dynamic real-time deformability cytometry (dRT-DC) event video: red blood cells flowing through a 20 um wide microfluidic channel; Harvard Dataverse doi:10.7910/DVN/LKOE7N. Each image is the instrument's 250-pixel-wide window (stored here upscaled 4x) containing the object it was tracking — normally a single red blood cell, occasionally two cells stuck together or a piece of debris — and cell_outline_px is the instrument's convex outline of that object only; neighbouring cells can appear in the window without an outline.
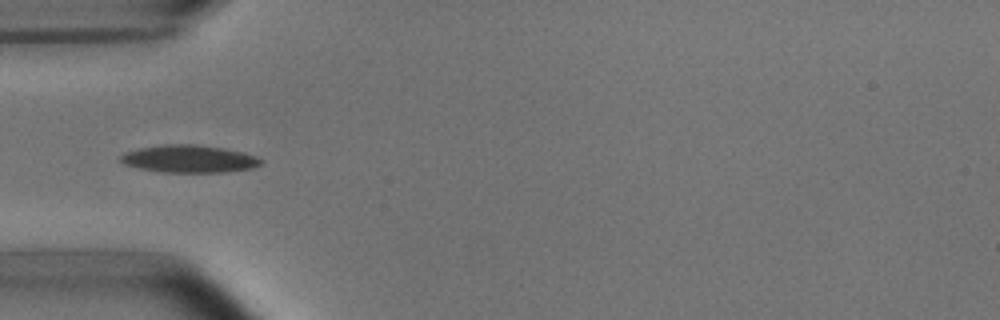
{"species": "common noctule bat (a hibernating species)", "species_latin": "Nyctalus noctula", "temperature_condition": "room temperature", "stored_images_in_passage": 7, "camera_frame_rate_fps": 3000, "um_per_image_px": 0.085, "animal": {"sex": "male", "body_mass_g": 15.6}, "frame": {"image": 1, "passage_image": 4, "time_ms": 1.0, "image_size_px": [1000, 320], "cell_outline_px": [[264, 164], [252, 168], [228, 172], [164, 172], [140, 168], [124, 164], [120, 160], [120, 156], [124, 152], [140, 148], [164, 144], [196, 144], [224, 148], [244, 152], [256, 156], [264, 160]], "centroid_in_image_um": [16.13, 13.5], "position_along_channel_um": 68.9, "area_um2": 22.66}}